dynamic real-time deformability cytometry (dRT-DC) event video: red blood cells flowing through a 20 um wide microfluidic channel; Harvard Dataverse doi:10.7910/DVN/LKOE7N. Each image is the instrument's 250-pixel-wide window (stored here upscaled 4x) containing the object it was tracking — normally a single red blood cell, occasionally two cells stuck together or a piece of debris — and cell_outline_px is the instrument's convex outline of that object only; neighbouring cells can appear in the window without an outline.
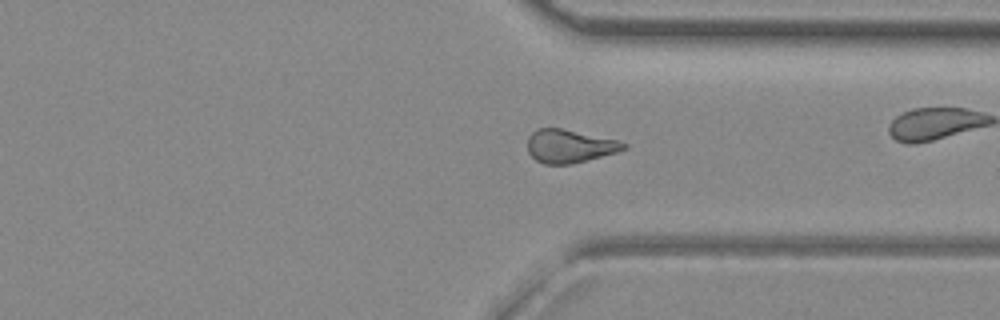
{"species": "common noctule bat (a hibernating species)", "species_latin": "Nyctalus noctula", "temperature_condition": "room temperature", "stored_images_in_passage": 51, "camera_frame_rate_fps": 3000, "um_per_image_px": 0.085, "animal": {"sex": "female", "body_mass_g": 29.2, "forearm_length_mm": 56.3}, "frame": {"image": 1, "passage_image": 37, "time_ms": 12.0, "image_size_px": [1000, 320], "cell_outline_px": [[628, 148], [616, 152], [572, 164], [544, 164], [536, 160], [528, 152], [528, 136], [536, 128], [560, 128], [616, 140], [628, 144]], "centroid_in_image_um": [48.38, 12.42], "position_along_channel_um": 363.0, "area_um2": 18.44}, "authors_computed_cell_mechanics": {"area_um2": 19.1896, "velocity_mm_per_s": 4.0848, "shape_relaxation_time_tau1_ms": null, "shape_relaxation_time_tau2_ms": 2.8794, "deformation_change_tau1": null, "deformation_change_tau2": 0.0975}}